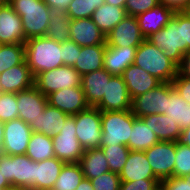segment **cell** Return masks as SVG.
<instances>
[{
  "mask_svg": "<svg viewBox=\"0 0 190 190\" xmlns=\"http://www.w3.org/2000/svg\"><path fill=\"white\" fill-rule=\"evenodd\" d=\"M165 190H190V179L185 177H171L160 182Z\"/></svg>",
  "mask_w": 190,
  "mask_h": 190,
  "instance_id": "46",
  "label": "cell"
},
{
  "mask_svg": "<svg viewBox=\"0 0 190 190\" xmlns=\"http://www.w3.org/2000/svg\"><path fill=\"white\" fill-rule=\"evenodd\" d=\"M69 15L64 11H52L46 31V37L57 42H64L70 38Z\"/></svg>",
  "mask_w": 190,
  "mask_h": 190,
  "instance_id": "34",
  "label": "cell"
},
{
  "mask_svg": "<svg viewBox=\"0 0 190 190\" xmlns=\"http://www.w3.org/2000/svg\"><path fill=\"white\" fill-rule=\"evenodd\" d=\"M83 179L79 163H65L52 189L75 190Z\"/></svg>",
  "mask_w": 190,
  "mask_h": 190,
  "instance_id": "35",
  "label": "cell"
},
{
  "mask_svg": "<svg viewBox=\"0 0 190 190\" xmlns=\"http://www.w3.org/2000/svg\"><path fill=\"white\" fill-rule=\"evenodd\" d=\"M144 152L155 177L160 182L173 177L176 142L159 141Z\"/></svg>",
  "mask_w": 190,
  "mask_h": 190,
  "instance_id": "10",
  "label": "cell"
},
{
  "mask_svg": "<svg viewBox=\"0 0 190 190\" xmlns=\"http://www.w3.org/2000/svg\"><path fill=\"white\" fill-rule=\"evenodd\" d=\"M61 42L46 36L25 41V61L33 77L41 72L63 66Z\"/></svg>",
  "mask_w": 190,
  "mask_h": 190,
  "instance_id": "1",
  "label": "cell"
},
{
  "mask_svg": "<svg viewBox=\"0 0 190 190\" xmlns=\"http://www.w3.org/2000/svg\"><path fill=\"white\" fill-rule=\"evenodd\" d=\"M6 190H32L29 187L10 186Z\"/></svg>",
  "mask_w": 190,
  "mask_h": 190,
  "instance_id": "56",
  "label": "cell"
},
{
  "mask_svg": "<svg viewBox=\"0 0 190 190\" xmlns=\"http://www.w3.org/2000/svg\"><path fill=\"white\" fill-rule=\"evenodd\" d=\"M112 76L102 68L81 77V88L89 106L95 107L102 100L104 94H106L107 83Z\"/></svg>",
  "mask_w": 190,
  "mask_h": 190,
  "instance_id": "21",
  "label": "cell"
},
{
  "mask_svg": "<svg viewBox=\"0 0 190 190\" xmlns=\"http://www.w3.org/2000/svg\"><path fill=\"white\" fill-rule=\"evenodd\" d=\"M25 60V43L0 44V74Z\"/></svg>",
  "mask_w": 190,
  "mask_h": 190,
  "instance_id": "36",
  "label": "cell"
},
{
  "mask_svg": "<svg viewBox=\"0 0 190 190\" xmlns=\"http://www.w3.org/2000/svg\"><path fill=\"white\" fill-rule=\"evenodd\" d=\"M119 177L121 181L157 179L149 165L145 152L132 150H130L127 161L119 173Z\"/></svg>",
  "mask_w": 190,
  "mask_h": 190,
  "instance_id": "24",
  "label": "cell"
},
{
  "mask_svg": "<svg viewBox=\"0 0 190 190\" xmlns=\"http://www.w3.org/2000/svg\"><path fill=\"white\" fill-rule=\"evenodd\" d=\"M159 183L160 181L158 179L121 181L120 190H154Z\"/></svg>",
  "mask_w": 190,
  "mask_h": 190,
  "instance_id": "44",
  "label": "cell"
},
{
  "mask_svg": "<svg viewBox=\"0 0 190 190\" xmlns=\"http://www.w3.org/2000/svg\"><path fill=\"white\" fill-rule=\"evenodd\" d=\"M94 190H120L121 180L119 174L108 171L90 179Z\"/></svg>",
  "mask_w": 190,
  "mask_h": 190,
  "instance_id": "41",
  "label": "cell"
},
{
  "mask_svg": "<svg viewBox=\"0 0 190 190\" xmlns=\"http://www.w3.org/2000/svg\"><path fill=\"white\" fill-rule=\"evenodd\" d=\"M157 142H159L157 135L141 118L136 117L127 147L132 151H145Z\"/></svg>",
  "mask_w": 190,
  "mask_h": 190,
  "instance_id": "32",
  "label": "cell"
},
{
  "mask_svg": "<svg viewBox=\"0 0 190 190\" xmlns=\"http://www.w3.org/2000/svg\"><path fill=\"white\" fill-rule=\"evenodd\" d=\"M70 38L79 46L106 44V35L98 28L91 18L70 21Z\"/></svg>",
  "mask_w": 190,
  "mask_h": 190,
  "instance_id": "18",
  "label": "cell"
},
{
  "mask_svg": "<svg viewBox=\"0 0 190 190\" xmlns=\"http://www.w3.org/2000/svg\"><path fill=\"white\" fill-rule=\"evenodd\" d=\"M52 11H64L66 12L69 3L72 0H43Z\"/></svg>",
  "mask_w": 190,
  "mask_h": 190,
  "instance_id": "49",
  "label": "cell"
},
{
  "mask_svg": "<svg viewBox=\"0 0 190 190\" xmlns=\"http://www.w3.org/2000/svg\"><path fill=\"white\" fill-rule=\"evenodd\" d=\"M167 105V82L132 99V113L138 117L151 114H165Z\"/></svg>",
  "mask_w": 190,
  "mask_h": 190,
  "instance_id": "12",
  "label": "cell"
},
{
  "mask_svg": "<svg viewBox=\"0 0 190 190\" xmlns=\"http://www.w3.org/2000/svg\"><path fill=\"white\" fill-rule=\"evenodd\" d=\"M154 190H165V188L161 183H159Z\"/></svg>",
  "mask_w": 190,
  "mask_h": 190,
  "instance_id": "57",
  "label": "cell"
},
{
  "mask_svg": "<svg viewBox=\"0 0 190 190\" xmlns=\"http://www.w3.org/2000/svg\"><path fill=\"white\" fill-rule=\"evenodd\" d=\"M105 48L106 44L81 47L73 68L81 76L102 69Z\"/></svg>",
  "mask_w": 190,
  "mask_h": 190,
  "instance_id": "28",
  "label": "cell"
},
{
  "mask_svg": "<svg viewBox=\"0 0 190 190\" xmlns=\"http://www.w3.org/2000/svg\"><path fill=\"white\" fill-rule=\"evenodd\" d=\"M76 137L84 150L101 147V110L89 106L74 115Z\"/></svg>",
  "mask_w": 190,
  "mask_h": 190,
  "instance_id": "7",
  "label": "cell"
},
{
  "mask_svg": "<svg viewBox=\"0 0 190 190\" xmlns=\"http://www.w3.org/2000/svg\"><path fill=\"white\" fill-rule=\"evenodd\" d=\"M32 132L30 126L22 119L5 122L2 154L10 156L26 154Z\"/></svg>",
  "mask_w": 190,
  "mask_h": 190,
  "instance_id": "11",
  "label": "cell"
},
{
  "mask_svg": "<svg viewBox=\"0 0 190 190\" xmlns=\"http://www.w3.org/2000/svg\"><path fill=\"white\" fill-rule=\"evenodd\" d=\"M62 48V61L63 65L74 66L77 61L78 52L81 50V46L75 43L71 39H67L64 42H61Z\"/></svg>",
  "mask_w": 190,
  "mask_h": 190,
  "instance_id": "43",
  "label": "cell"
},
{
  "mask_svg": "<svg viewBox=\"0 0 190 190\" xmlns=\"http://www.w3.org/2000/svg\"><path fill=\"white\" fill-rule=\"evenodd\" d=\"M137 47L138 46L115 47L106 45L103 68L111 75L122 76L124 70L134 63Z\"/></svg>",
  "mask_w": 190,
  "mask_h": 190,
  "instance_id": "22",
  "label": "cell"
},
{
  "mask_svg": "<svg viewBox=\"0 0 190 190\" xmlns=\"http://www.w3.org/2000/svg\"><path fill=\"white\" fill-rule=\"evenodd\" d=\"M144 40L136 17L131 15H127L106 35L107 46H139Z\"/></svg>",
  "mask_w": 190,
  "mask_h": 190,
  "instance_id": "14",
  "label": "cell"
},
{
  "mask_svg": "<svg viewBox=\"0 0 190 190\" xmlns=\"http://www.w3.org/2000/svg\"><path fill=\"white\" fill-rule=\"evenodd\" d=\"M101 111L131 110L132 99L122 76L113 75L107 83L106 94L95 106Z\"/></svg>",
  "mask_w": 190,
  "mask_h": 190,
  "instance_id": "13",
  "label": "cell"
},
{
  "mask_svg": "<svg viewBox=\"0 0 190 190\" xmlns=\"http://www.w3.org/2000/svg\"><path fill=\"white\" fill-rule=\"evenodd\" d=\"M126 1L127 0H105V3L117 7H125Z\"/></svg>",
  "mask_w": 190,
  "mask_h": 190,
  "instance_id": "53",
  "label": "cell"
},
{
  "mask_svg": "<svg viewBox=\"0 0 190 190\" xmlns=\"http://www.w3.org/2000/svg\"><path fill=\"white\" fill-rule=\"evenodd\" d=\"M133 64L161 82H172L177 76V65L147 39L137 47Z\"/></svg>",
  "mask_w": 190,
  "mask_h": 190,
  "instance_id": "4",
  "label": "cell"
},
{
  "mask_svg": "<svg viewBox=\"0 0 190 190\" xmlns=\"http://www.w3.org/2000/svg\"><path fill=\"white\" fill-rule=\"evenodd\" d=\"M10 186L11 185L7 182V180L5 179V177L0 172V188H8Z\"/></svg>",
  "mask_w": 190,
  "mask_h": 190,
  "instance_id": "54",
  "label": "cell"
},
{
  "mask_svg": "<svg viewBox=\"0 0 190 190\" xmlns=\"http://www.w3.org/2000/svg\"><path fill=\"white\" fill-rule=\"evenodd\" d=\"M135 118L132 110L101 111V145L127 146Z\"/></svg>",
  "mask_w": 190,
  "mask_h": 190,
  "instance_id": "5",
  "label": "cell"
},
{
  "mask_svg": "<svg viewBox=\"0 0 190 190\" xmlns=\"http://www.w3.org/2000/svg\"><path fill=\"white\" fill-rule=\"evenodd\" d=\"M159 4V0H127L124 8L127 15L136 17Z\"/></svg>",
  "mask_w": 190,
  "mask_h": 190,
  "instance_id": "42",
  "label": "cell"
},
{
  "mask_svg": "<svg viewBox=\"0 0 190 190\" xmlns=\"http://www.w3.org/2000/svg\"><path fill=\"white\" fill-rule=\"evenodd\" d=\"M159 3L175 12L187 11L190 8V0H159Z\"/></svg>",
  "mask_w": 190,
  "mask_h": 190,
  "instance_id": "47",
  "label": "cell"
},
{
  "mask_svg": "<svg viewBox=\"0 0 190 190\" xmlns=\"http://www.w3.org/2000/svg\"><path fill=\"white\" fill-rule=\"evenodd\" d=\"M186 12L190 15V8Z\"/></svg>",
  "mask_w": 190,
  "mask_h": 190,
  "instance_id": "59",
  "label": "cell"
},
{
  "mask_svg": "<svg viewBox=\"0 0 190 190\" xmlns=\"http://www.w3.org/2000/svg\"><path fill=\"white\" fill-rule=\"evenodd\" d=\"M47 101L50 106L72 116L89 107L81 86L64 88L53 92L47 96Z\"/></svg>",
  "mask_w": 190,
  "mask_h": 190,
  "instance_id": "16",
  "label": "cell"
},
{
  "mask_svg": "<svg viewBox=\"0 0 190 190\" xmlns=\"http://www.w3.org/2000/svg\"><path fill=\"white\" fill-rule=\"evenodd\" d=\"M174 13L173 9L159 4L145 13L136 16L140 31L145 39L164 28Z\"/></svg>",
  "mask_w": 190,
  "mask_h": 190,
  "instance_id": "23",
  "label": "cell"
},
{
  "mask_svg": "<svg viewBox=\"0 0 190 190\" xmlns=\"http://www.w3.org/2000/svg\"><path fill=\"white\" fill-rule=\"evenodd\" d=\"M26 155L35 162L54 158L52 137L43 133L32 132Z\"/></svg>",
  "mask_w": 190,
  "mask_h": 190,
  "instance_id": "33",
  "label": "cell"
},
{
  "mask_svg": "<svg viewBox=\"0 0 190 190\" xmlns=\"http://www.w3.org/2000/svg\"><path fill=\"white\" fill-rule=\"evenodd\" d=\"M147 40L163 50L164 54L178 66L183 55L187 53L184 11L175 12L168 24L160 31L150 35Z\"/></svg>",
  "mask_w": 190,
  "mask_h": 190,
  "instance_id": "2",
  "label": "cell"
},
{
  "mask_svg": "<svg viewBox=\"0 0 190 190\" xmlns=\"http://www.w3.org/2000/svg\"><path fill=\"white\" fill-rule=\"evenodd\" d=\"M0 172L11 186L34 190V161L24 155H0Z\"/></svg>",
  "mask_w": 190,
  "mask_h": 190,
  "instance_id": "6",
  "label": "cell"
},
{
  "mask_svg": "<svg viewBox=\"0 0 190 190\" xmlns=\"http://www.w3.org/2000/svg\"><path fill=\"white\" fill-rule=\"evenodd\" d=\"M172 85L179 95L190 104V78L184 76H176L172 80Z\"/></svg>",
  "mask_w": 190,
  "mask_h": 190,
  "instance_id": "45",
  "label": "cell"
},
{
  "mask_svg": "<svg viewBox=\"0 0 190 190\" xmlns=\"http://www.w3.org/2000/svg\"><path fill=\"white\" fill-rule=\"evenodd\" d=\"M34 85V77L24 60L0 74V92L17 93Z\"/></svg>",
  "mask_w": 190,
  "mask_h": 190,
  "instance_id": "19",
  "label": "cell"
},
{
  "mask_svg": "<svg viewBox=\"0 0 190 190\" xmlns=\"http://www.w3.org/2000/svg\"><path fill=\"white\" fill-rule=\"evenodd\" d=\"M68 116V114H65L58 108L47 104L44 112L40 113L37 120L32 121L29 126L33 132L43 133L46 136L53 137L59 134Z\"/></svg>",
  "mask_w": 190,
  "mask_h": 190,
  "instance_id": "25",
  "label": "cell"
},
{
  "mask_svg": "<svg viewBox=\"0 0 190 190\" xmlns=\"http://www.w3.org/2000/svg\"><path fill=\"white\" fill-rule=\"evenodd\" d=\"M177 76L190 78V51L183 55L180 64L177 66Z\"/></svg>",
  "mask_w": 190,
  "mask_h": 190,
  "instance_id": "48",
  "label": "cell"
},
{
  "mask_svg": "<svg viewBox=\"0 0 190 190\" xmlns=\"http://www.w3.org/2000/svg\"><path fill=\"white\" fill-rule=\"evenodd\" d=\"M65 162L57 157L34 161V190L52 189Z\"/></svg>",
  "mask_w": 190,
  "mask_h": 190,
  "instance_id": "27",
  "label": "cell"
},
{
  "mask_svg": "<svg viewBox=\"0 0 190 190\" xmlns=\"http://www.w3.org/2000/svg\"><path fill=\"white\" fill-rule=\"evenodd\" d=\"M141 119L157 135L159 141L176 142L182 131L180 126L165 114H151Z\"/></svg>",
  "mask_w": 190,
  "mask_h": 190,
  "instance_id": "29",
  "label": "cell"
},
{
  "mask_svg": "<svg viewBox=\"0 0 190 190\" xmlns=\"http://www.w3.org/2000/svg\"><path fill=\"white\" fill-rule=\"evenodd\" d=\"M8 3L21 17L25 41L46 36L52 10L43 0H8Z\"/></svg>",
  "mask_w": 190,
  "mask_h": 190,
  "instance_id": "3",
  "label": "cell"
},
{
  "mask_svg": "<svg viewBox=\"0 0 190 190\" xmlns=\"http://www.w3.org/2000/svg\"><path fill=\"white\" fill-rule=\"evenodd\" d=\"M18 118L28 125L36 121L40 113L44 112L48 104L47 97L43 95L34 85L26 90L16 93Z\"/></svg>",
  "mask_w": 190,
  "mask_h": 190,
  "instance_id": "17",
  "label": "cell"
},
{
  "mask_svg": "<svg viewBox=\"0 0 190 190\" xmlns=\"http://www.w3.org/2000/svg\"><path fill=\"white\" fill-rule=\"evenodd\" d=\"M81 75L72 67L63 65L34 77V86L46 97L60 89L81 86Z\"/></svg>",
  "mask_w": 190,
  "mask_h": 190,
  "instance_id": "9",
  "label": "cell"
},
{
  "mask_svg": "<svg viewBox=\"0 0 190 190\" xmlns=\"http://www.w3.org/2000/svg\"><path fill=\"white\" fill-rule=\"evenodd\" d=\"M38 190H53V189H48V188H46V189H38Z\"/></svg>",
  "mask_w": 190,
  "mask_h": 190,
  "instance_id": "58",
  "label": "cell"
},
{
  "mask_svg": "<svg viewBox=\"0 0 190 190\" xmlns=\"http://www.w3.org/2000/svg\"><path fill=\"white\" fill-rule=\"evenodd\" d=\"M122 77L131 99L156 88L162 83L156 77L135 64L129 65L124 70Z\"/></svg>",
  "mask_w": 190,
  "mask_h": 190,
  "instance_id": "20",
  "label": "cell"
},
{
  "mask_svg": "<svg viewBox=\"0 0 190 190\" xmlns=\"http://www.w3.org/2000/svg\"><path fill=\"white\" fill-rule=\"evenodd\" d=\"M25 43L21 17L8 2H0V44Z\"/></svg>",
  "mask_w": 190,
  "mask_h": 190,
  "instance_id": "15",
  "label": "cell"
},
{
  "mask_svg": "<svg viewBox=\"0 0 190 190\" xmlns=\"http://www.w3.org/2000/svg\"><path fill=\"white\" fill-rule=\"evenodd\" d=\"M176 142L190 147V127L181 131Z\"/></svg>",
  "mask_w": 190,
  "mask_h": 190,
  "instance_id": "51",
  "label": "cell"
},
{
  "mask_svg": "<svg viewBox=\"0 0 190 190\" xmlns=\"http://www.w3.org/2000/svg\"><path fill=\"white\" fill-rule=\"evenodd\" d=\"M4 140V123L0 121V147L2 148Z\"/></svg>",
  "mask_w": 190,
  "mask_h": 190,
  "instance_id": "55",
  "label": "cell"
},
{
  "mask_svg": "<svg viewBox=\"0 0 190 190\" xmlns=\"http://www.w3.org/2000/svg\"><path fill=\"white\" fill-rule=\"evenodd\" d=\"M126 16L127 13L124 7L104 3L93 12L91 19L107 35Z\"/></svg>",
  "mask_w": 190,
  "mask_h": 190,
  "instance_id": "31",
  "label": "cell"
},
{
  "mask_svg": "<svg viewBox=\"0 0 190 190\" xmlns=\"http://www.w3.org/2000/svg\"><path fill=\"white\" fill-rule=\"evenodd\" d=\"M55 157L65 163H78L84 149L76 137L75 117L69 115L59 134L52 137Z\"/></svg>",
  "mask_w": 190,
  "mask_h": 190,
  "instance_id": "8",
  "label": "cell"
},
{
  "mask_svg": "<svg viewBox=\"0 0 190 190\" xmlns=\"http://www.w3.org/2000/svg\"><path fill=\"white\" fill-rule=\"evenodd\" d=\"M100 148L108 161L109 170L119 174L127 161L130 149L123 144L101 145Z\"/></svg>",
  "mask_w": 190,
  "mask_h": 190,
  "instance_id": "37",
  "label": "cell"
},
{
  "mask_svg": "<svg viewBox=\"0 0 190 190\" xmlns=\"http://www.w3.org/2000/svg\"><path fill=\"white\" fill-rule=\"evenodd\" d=\"M165 115L169 116L181 130L190 127V104L175 90L172 82H167V105Z\"/></svg>",
  "mask_w": 190,
  "mask_h": 190,
  "instance_id": "26",
  "label": "cell"
},
{
  "mask_svg": "<svg viewBox=\"0 0 190 190\" xmlns=\"http://www.w3.org/2000/svg\"><path fill=\"white\" fill-rule=\"evenodd\" d=\"M190 173V147L176 142L173 177H185Z\"/></svg>",
  "mask_w": 190,
  "mask_h": 190,
  "instance_id": "40",
  "label": "cell"
},
{
  "mask_svg": "<svg viewBox=\"0 0 190 190\" xmlns=\"http://www.w3.org/2000/svg\"><path fill=\"white\" fill-rule=\"evenodd\" d=\"M75 190H94L91 181L88 178H85L80 182Z\"/></svg>",
  "mask_w": 190,
  "mask_h": 190,
  "instance_id": "52",
  "label": "cell"
},
{
  "mask_svg": "<svg viewBox=\"0 0 190 190\" xmlns=\"http://www.w3.org/2000/svg\"><path fill=\"white\" fill-rule=\"evenodd\" d=\"M105 3V0H72L66 10L71 20L91 18L93 12Z\"/></svg>",
  "mask_w": 190,
  "mask_h": 190,
  "instance_id": "38",
  "label": "cell"
},
{
  "mask_svg": "<svg viewBox=\"0 0 190 190\" xmlns=\"http://www.w3.org/2000/svg\"><path fill=\"white\" fill-rule=\"evenodd\" d=\"M18 119L16 93L0 92V121L5 123Z\"/></svg>",
  "mask_w": 190,
  "mask_h": 190,
  "instance_id": "39",
  "label": "cell"
},
{
  "mask_svg": "<svg viewBox=\"0 0 190 190\" xmlns=\"http://www.w3.org/2000/svg\"><path fill=\"white\" fill-rule=\"evenodd\" d=\"M85 178L93 179L109 170V164L101 148L86 149L78 162Z\"/></svg>",
  "mask_w": 190,
  "mask_h": 190,
  "instance_id": "30",
  "label": "cell"
},
{
  "mask_svg": "<svg viewBox=\"0 0 190 190\" xmlns=\"http://www.w3.org/2000/svg\"><path fill=\"white\" fill-rule=\"evenodd\" d=\"M184 34L188 53L190 51V15L186 11H184Z\"/></svg>",
  "mask_w": 190,
  "mask_h": 190,
  "instance_id": "50",
  "label": "cell"
}]
</instances>
